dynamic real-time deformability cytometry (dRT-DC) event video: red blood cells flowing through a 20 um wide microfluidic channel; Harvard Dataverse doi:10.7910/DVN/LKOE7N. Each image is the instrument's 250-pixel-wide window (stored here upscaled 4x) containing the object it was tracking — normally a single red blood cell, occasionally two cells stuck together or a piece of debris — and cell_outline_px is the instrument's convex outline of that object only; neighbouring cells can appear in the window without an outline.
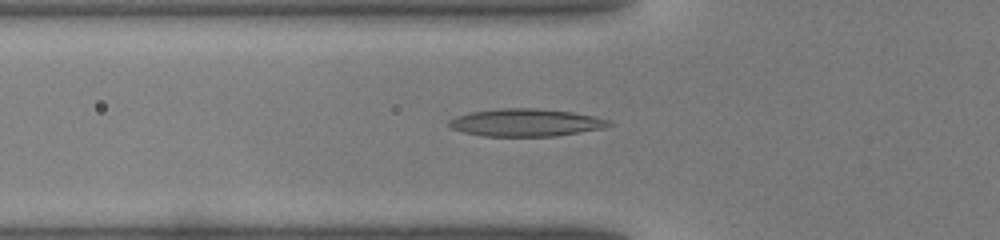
{"species": "common noctule bat (a hibernating species)", "species_latin": "Nyctalus noctula", "temperature_condition": "warm", "stored_images_in_passage": 40, "camera_frame_rate_fps": 3000, "um_per_image_px": 0.085, "animal": {"sex": "male", "body_mass_g": 19.0, "forearm_length_mm": 50.8}, "frame": {"image": 1, "passage_image": 15, "time_ms": 4.667, "image_size_px": [1000, 240], "cell_outline_px": [[616, 124], [604, 128], [556, 136], [484, 136], [464, 132], [452, 128], [448, 124], [448, 120], [456, 116], [472, 112], [496, 108], [540, 108], [572, 112], [612, 120]], "centroid_in_image_um": [44.74, 10.41], "position_along_channel_um": 81.1, "area_um2": 25.84}}
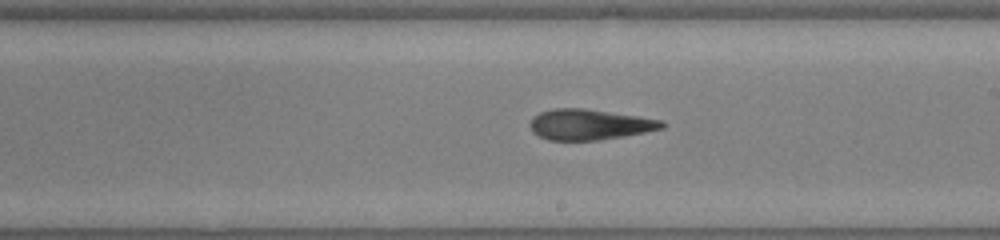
{"frame": {"image": 2, "passage_image": 25, "time_ms": 8.0, "image_size_px": [1000, 240], "cell_outline_px": [[664, 128], [624, 136], [600, 140], [548, 140], [532, 132], [528, 124], [532, 116], [540, 112], [556, 108], [584, 108], [664, 120]], "centroid_in_image_um": [50.07, 10.58], "position_along_channel_um": 238.9, "area_um2": 23.58}}
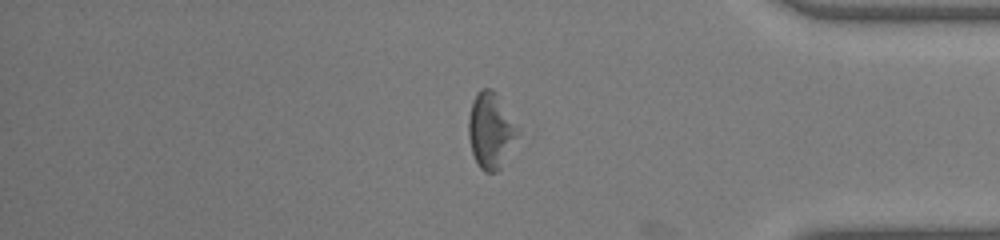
{"frame": {"image": 3, "passage_image": 36, "time_ms": 11.667, "image_size_px": [1000, 240], "cell_outline_px": [[520, 132], [500, 168], [496, 172], [484, 172], [480, 168], [472, 152], [468, 136], [468, 116], [472, 100], [476, 92], [480, 88], [492, 88], [496, 92]], "centroid_in_image_um": [41.68, 11.06], "position_along_channel_um": 393.5, "area_um2": 21.68}}